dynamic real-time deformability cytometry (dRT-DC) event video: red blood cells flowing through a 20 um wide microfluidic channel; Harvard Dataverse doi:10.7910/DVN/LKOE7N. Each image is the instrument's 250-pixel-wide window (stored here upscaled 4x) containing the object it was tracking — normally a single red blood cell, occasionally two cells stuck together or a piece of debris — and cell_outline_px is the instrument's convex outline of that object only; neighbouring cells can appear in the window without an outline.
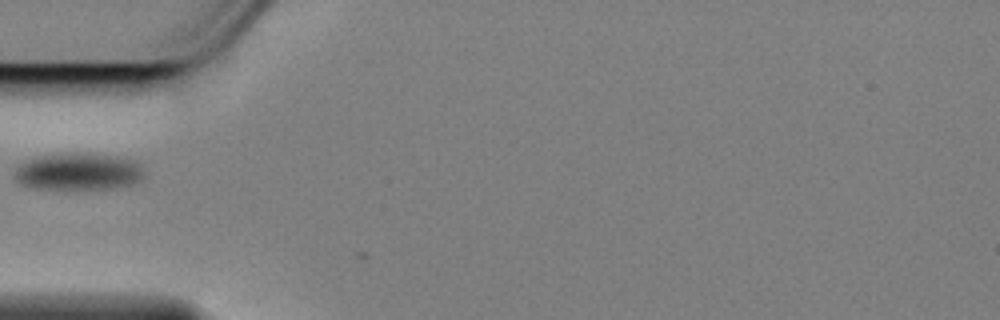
{"species": "Egyptian fruit bat (a non-hibernating species)", "species_latin": "Rousettus aegyptiacus", "temperature_condition": "cold", "stored_images_in_passage": 3, "camera_frame_rate_fps": 3000, "um_per_image_px": 0.085, "animal": {"sex": "female"}, "frame": {"image": 1, "passage_image": 2, "time_ms": 0.333, "image_size_px": [1000, 320], "cell_outline_px": [[144, 176], [140, 180], [132, 184], [112, 188], [36, 188], [24, 184], [16, 180], [12, 172], [20, 164], [28, 160], [40, 156], [68, 152], [88, 152], [120, 156], [136, 160], [144, 168]], "centroid_in_image_um": [6.72, 14.54], "position_along_channel_um": 78.3, "area_um2": 28.26}}